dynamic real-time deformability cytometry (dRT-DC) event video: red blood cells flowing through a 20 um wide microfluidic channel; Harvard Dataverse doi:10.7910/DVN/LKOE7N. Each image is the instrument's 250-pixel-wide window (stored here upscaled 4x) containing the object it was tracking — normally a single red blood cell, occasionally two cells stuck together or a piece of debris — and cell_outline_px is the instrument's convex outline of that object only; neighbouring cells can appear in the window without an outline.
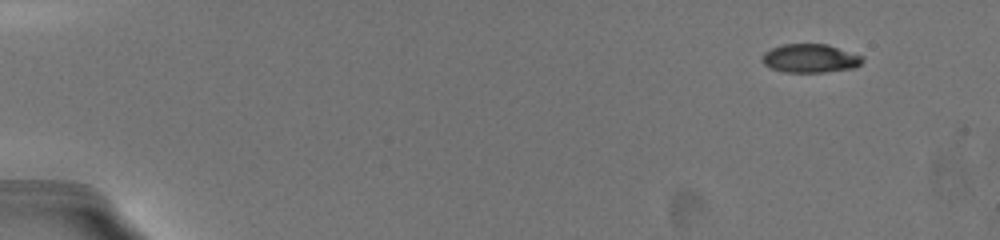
{"species": "common noctule bat (a hibernating species)", "species_latin": "Nyctalus noctula", "temperature_condition": "warm", "stored_images_in_passage": 12, "camera_frame_rate_fps": 3000, "um_per_image_px": 0.085, "animal": {"sex": "female", "body_mass_g": 19.5, "forearm_length_mm": 54.1}, "frame": {"image": 1, "passage_image": 1, "time_ms": 0.0, "image_size_px": [1000, 240], "cell_outline_px": [[864, 60], [856, 68], [824, 72], [784, 72], [772, 68], [764, 64], [760, 60], [760, 56], [764, 52], [772, 48], [784, 44], [828, 44], [864, 56]], "centroid_in_image_um": [68.88, 4.96], "position_along_channel_um": 16.1, "area_um2": 16.94}}
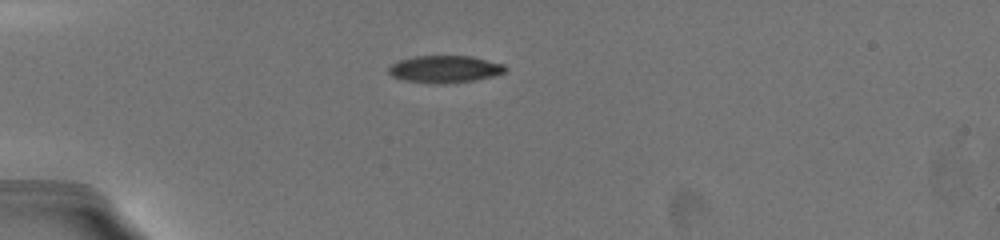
{"frame": {"image": 2, "passage_image": 8, "time_ms": 4.0, "image_size_px": [1000, 240], "cell_outline_px": [[508, 68], [504, 72], [492, 76], [472, 80], [444, 84], [440, 84], [404, 80], [392, 76], [388, 72], [388, 68], [396, 60], [412, 56], [472, 56], [504, 64]], "centroid_in_image_um": [37.78, 5.86], "position_along_channel_um": 47.2, "area_um2": 18.5}}
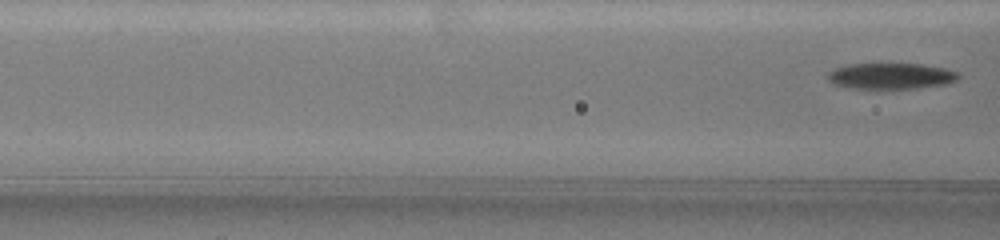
{"frame": {"image": 3, "passage_image": 12, "time_ms": 6.0, "image_size_px": [1000, 240], "cell_outline_px": [[960, 76], [956, 80], [944, 84], [916, 88], [852, 88], [836, 84], [828, 80], [828, 72], [836, 68], [848, 64], [924, 64], [944, 68], [960, 72]], "centroid_in_image_um": [75.76, 6.45], "position_along_channel_um": 90.8, "area_um2": 19.59}}